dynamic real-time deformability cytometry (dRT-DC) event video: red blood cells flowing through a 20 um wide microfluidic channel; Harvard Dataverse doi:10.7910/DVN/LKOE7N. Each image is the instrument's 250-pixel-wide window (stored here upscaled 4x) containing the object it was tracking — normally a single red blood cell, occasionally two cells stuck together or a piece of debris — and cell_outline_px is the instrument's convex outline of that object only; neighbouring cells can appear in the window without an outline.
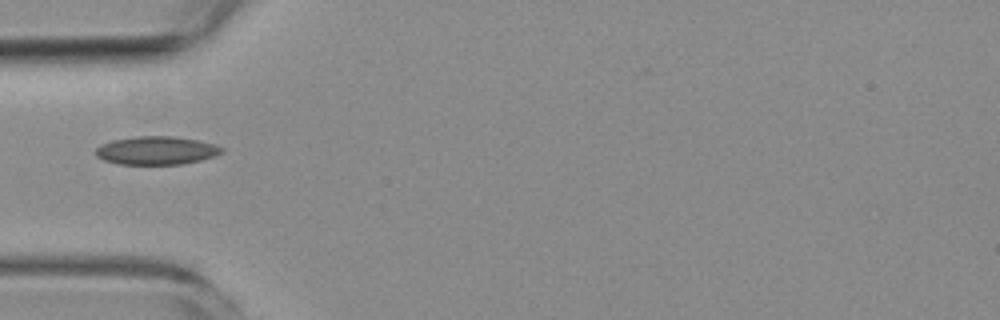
{"species": "common noctule bat (a hibernating species)", "species_latin": "Nyctalus noctula", "temperature_condition": "room temperature", "stored_images_in_passage": 5, "camera_frame_rate_fps": 3000, "um_per_image_px": 0.085, "animal": {"sex": "female", "body_mass_g": 19.3, "forearm_length_mm": 54.1}, "frame": {"image": 1, "passage_image": 5, "time_ms": 5.333, "image_size_px": [1000, 320], "cell_outline_px": [[224, 152], [200, 160], [184, 164], [120, 164], [104, 160], [96, 156], [96, 148], [100, 144], [112, 140], [136, 136], [176, 136], [196, 140], [212, 144], [224, 148]], "centroid_in_image_um": [13.27, 12.79], "position_along_channel_um": 71.7, "area_um2": 20.69}}